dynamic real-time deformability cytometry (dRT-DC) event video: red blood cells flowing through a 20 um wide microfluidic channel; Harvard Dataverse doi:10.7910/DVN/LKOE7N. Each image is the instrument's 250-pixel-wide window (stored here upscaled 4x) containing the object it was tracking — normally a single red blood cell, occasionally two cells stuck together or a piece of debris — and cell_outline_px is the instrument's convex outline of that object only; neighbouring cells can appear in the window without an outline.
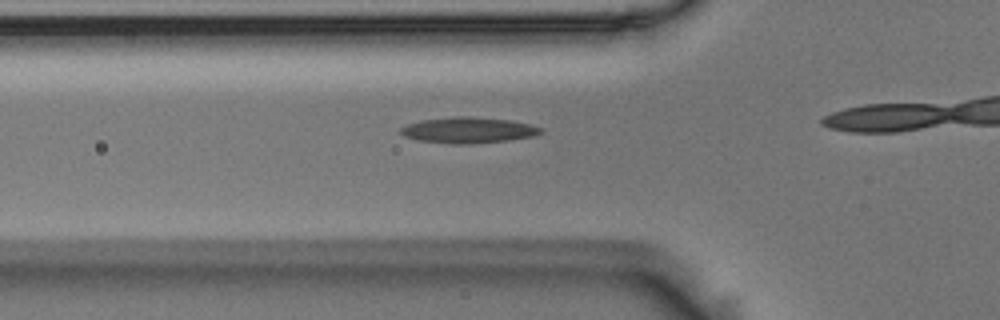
{"species": "Egyptian fruit bat (a non-hibernating species)", "species_latin": "Rousettus aegyptiacus", "temperature_condition": "room temperature", "stored_images_in_passage": 37, "camera_frame_rate_fps": 3000, "um_per_image_px": 0.085, "animal": {"sex": "male"}, "frame": {"image": 1, "passage_image": 13, "time_ms": 4.0, "image_size_px": [1000, 320], "cell_outline_px": [[544, 132], [532, 136], [508, 140], [468, 144], [456, 144], [420, 140], [404, 136], [400, 132], [400, 128], [408, 124], [420, 120], [452, 116], [468, 116], [512, 120], [544, 128]], "centroid_in_image_um": [39.82, 11.05], "position_along_channel_um": 86.0, "area_um2": 21.1}}
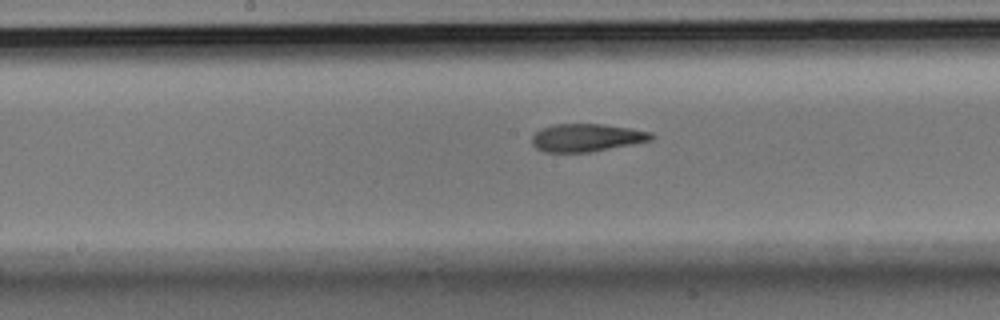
{"frame": {"image": 2, "passage_image": 22, "time_ms": 7.0, "image_size_px": [1000, 320], "cell_outline_px": [[656, 136], [652, 140], [592, 152], [544, 152], [536, 148], [532, 144], [532, 136], [540, 128], [556, 124], [600, 124], [632, 128], [652, 132]], "centroid_in_image_um": [49.88, 11.7], "position_along_channel_um": 198.3, "area_um2": 19.48}}
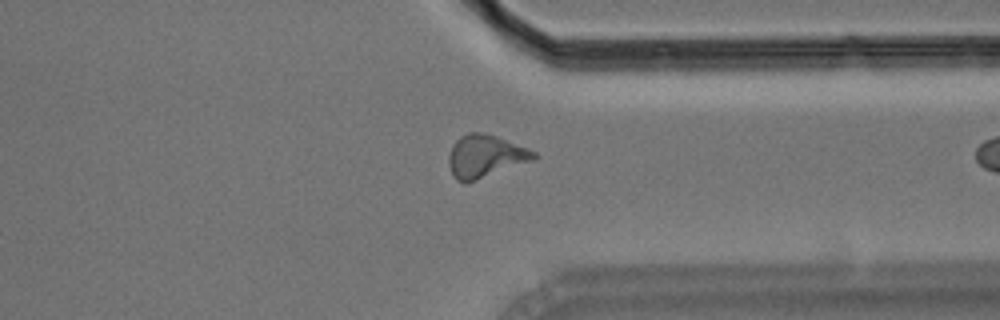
{"frame": {"image": 3, "passage_image": 36, "time_ms": 11.667, "image_size_px": [1000, 320], "cell_outline_px": [[540, 156], [532, 160], [464, 184], [456, 180], [452, 176], [448, 164], [448, 156], [452, 144], [460, 136], [468, 132], [484, 132], [496, 136], [528, 148], [536, 152]], "centroid_in_image_um": [41.2, 13.27], "position_along_channel_um": 370.2, "area_um2": 21.21}}